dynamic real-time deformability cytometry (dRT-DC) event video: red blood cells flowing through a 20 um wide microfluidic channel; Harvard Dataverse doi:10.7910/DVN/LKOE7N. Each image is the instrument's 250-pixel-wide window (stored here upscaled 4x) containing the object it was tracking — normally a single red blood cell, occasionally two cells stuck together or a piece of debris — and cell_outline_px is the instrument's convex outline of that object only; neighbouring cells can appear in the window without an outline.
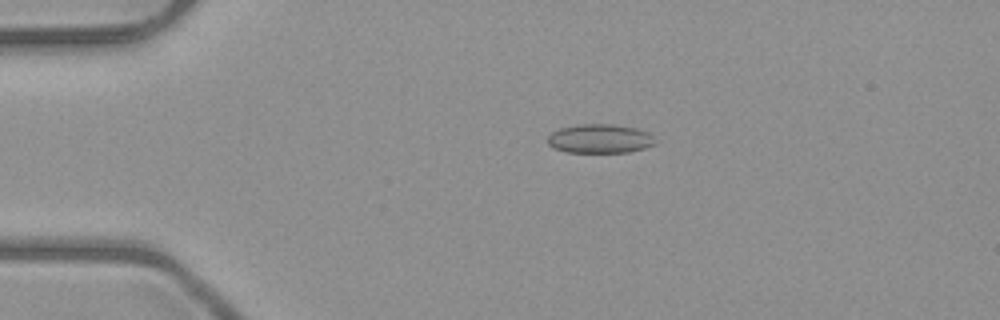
{"species": "common noctule bat (a hibernating species)", "species_latin": "Nyctalus noctula", "temperature_condition": "room temperature", "stored_images_in_passage": 51, "camera_frame_rate_fps": 3000, "um_per_image_px": 0.085, "animal": {"sex": "male", "body_mass_g": 23.1, "forearm_length_mm": 52.7}, "frame": {"image": 1, "passage_image": 11, "time_ms": 3.333, "image_size_px": [1000, 320], "cell_outline_px": [[656, 144], [644, 148], [628, 152], [568, 152], [552, 148], [548, 144], [548, 136], [552, 132], [560, 128], [580, 124], [612, 124], [636, 128], [648, 132], [652, 136]], "centroid_in_image_um": [50.98, 11.79], "position_along_channel_um": 34.0, "area_um2": 18.15}}
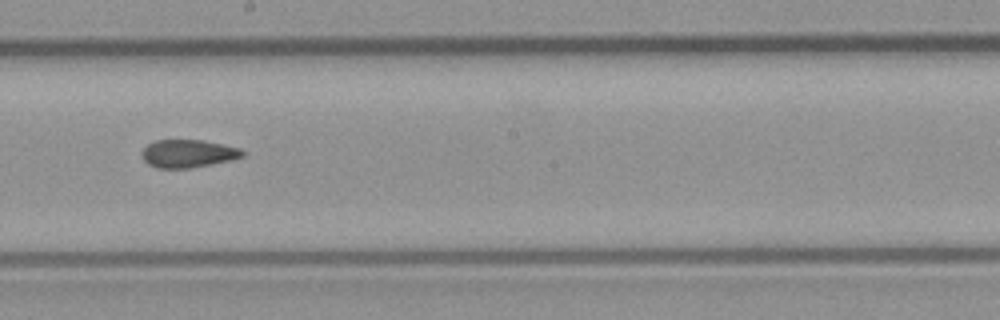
{"frame": {"image": 2, "passage_image": 29, "time_ms": 9.333, "image_size_px": [1000, 320], "cell_outline_px": [[244, 156], [232, 160], [212, 164], [188, 168], [156, 168], [148, 164], [144, 160], [144, 148], [148, 144], [156, 140], [204, 140], [240, 148], [244, 152]], "centroid_in_image_um": [16.02, 13.05], "position_along_channel_um": 232.2, "area_um2": 16.24}}
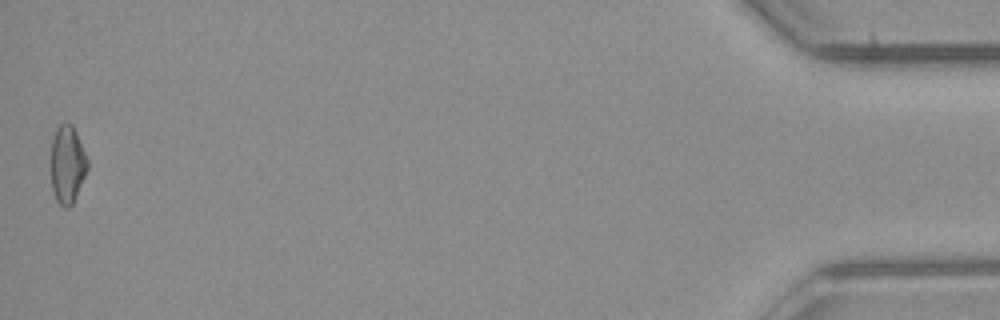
{"frame": {"image": 3, "passage_image": 51, "time_ms": 16.667, "image_size_px": [1000, 320], "cell_outline_px": [[88, 168], [72, 204], [68, 208], [64, 208], [56, 200], [52, 188], [52, 140], [56, 128], [60, 124], [72, 124], [76, 132], [88, 160]], "centroid_in_image_um": [5.73, 13.98], "position_along_channel_um": 429.5, "area_um2": 16.24}, "authors_computed_cell_mechanics": {"area_um2": 17.1088, "velocity_mm_per_s": 4.0383, "shape_relaxation_time_tau1_ms": null, "shape_relaxation_time_tau2_ms": 3.4721, "deformation_change_tau1": null, "deformation_change_tau2": 0.0986}}